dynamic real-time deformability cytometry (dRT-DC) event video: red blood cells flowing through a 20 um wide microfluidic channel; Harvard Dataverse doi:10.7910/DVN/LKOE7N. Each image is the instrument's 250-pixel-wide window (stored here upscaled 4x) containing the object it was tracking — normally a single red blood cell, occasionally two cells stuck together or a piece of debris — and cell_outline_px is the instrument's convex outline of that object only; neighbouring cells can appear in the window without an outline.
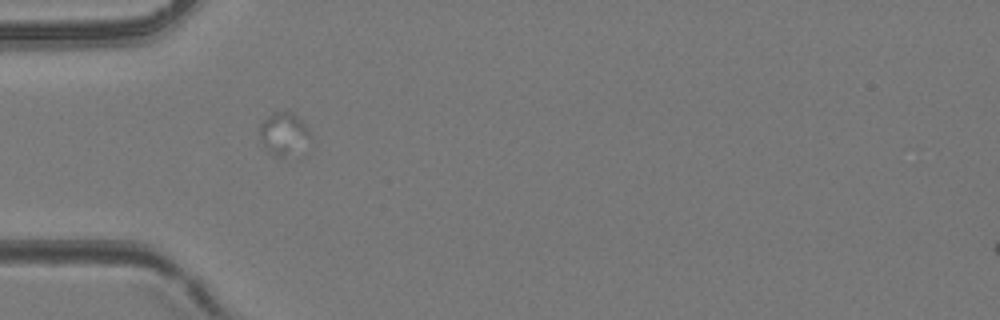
{"species": "common noctule bat (a hibernating species)", "species_latin": "Nyctalus noctula", "temperature_condition": "room temperature", "stored_images_in_passage": 2, "camera_frame_rate_fps": 3000, "um_per_image_px": 0.085, "animal": {"sex": "female", "body_mass_g": 24.6, "forearm_length_mm": 56.2}, "frame": {"image": 1, "passage_image": 1, "time_ms": 0.0, "image_size_px": [1000, 320], "cell_outline_px": [[312, 136], [284, 156], [272, 156], [268, 152], [260, 140], [260, 124], [272, 112], [292, 112], [308, 128]], "centroid_in_image_um": [24.04, 11.32], "position_along_channel_um": 61.0, "area_um2": 11.85}}